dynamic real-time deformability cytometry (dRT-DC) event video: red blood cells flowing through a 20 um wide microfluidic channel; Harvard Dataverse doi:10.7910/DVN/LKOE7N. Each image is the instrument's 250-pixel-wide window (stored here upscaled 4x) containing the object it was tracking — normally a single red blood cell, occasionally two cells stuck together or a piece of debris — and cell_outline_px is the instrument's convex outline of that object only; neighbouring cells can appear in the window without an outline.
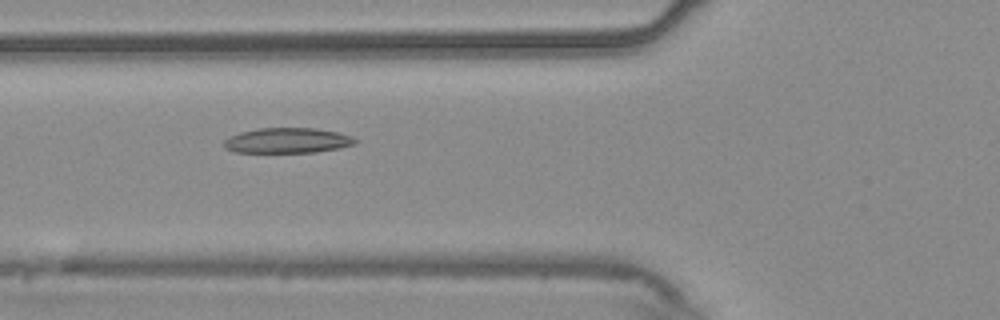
{"species": "common noctule bat (a hibernating species)", "species_latin": "Nyctalus noctula", "temperature_condition": "warm", "stored_images_in_passage": 40, "camera_frame_rate_fps": 3000, "um_per_image_px": 0.085, "animal": {"sex": "male", "body_mass_g": 20.4}, "frame": {"image": 1, "passage_image": 6, "time_ms": 1.667, "image_size_px": [1000, 320], "cell_outline_px": [[356, 144], [340, 148], [316, 152], [236, 152], [224, 148], [224, 140], [240, 132], [260, 128], [316, 128], [340, 132], [352, 136], [356, 140]], "centroid_in_image_um": [24.47, 11.94], "position_along_channel_um": 101.3, "area_um2": 19.31}}
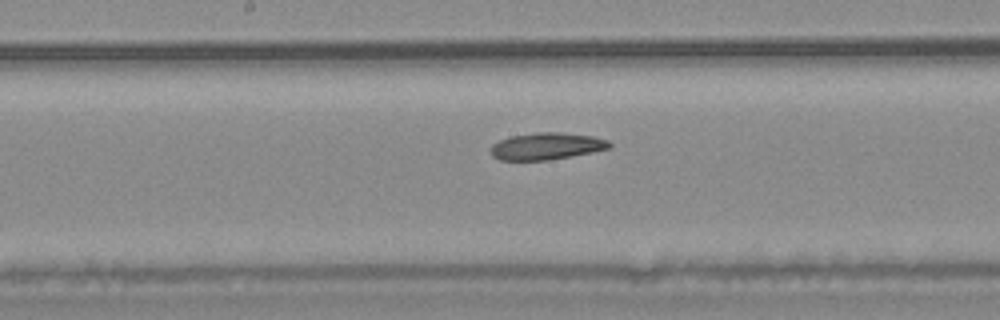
{"frame": {"image": 2, "passage_image": 14, "time_ms": 4.333, "image_size_px": [1000, 320], "cell_outline_px": [[612, 148], [572, 156], [548, 160], [500, 160], [492, 156], [492, 144], [500, 140], [512, 136], [536, 132], [560, 132], [592, 136], [608, 140], [612, 144]], "centroid_in_image_um": [46.49, 12.42], "position_along_channel_um": 201.7, "area_um2": 18.61}}
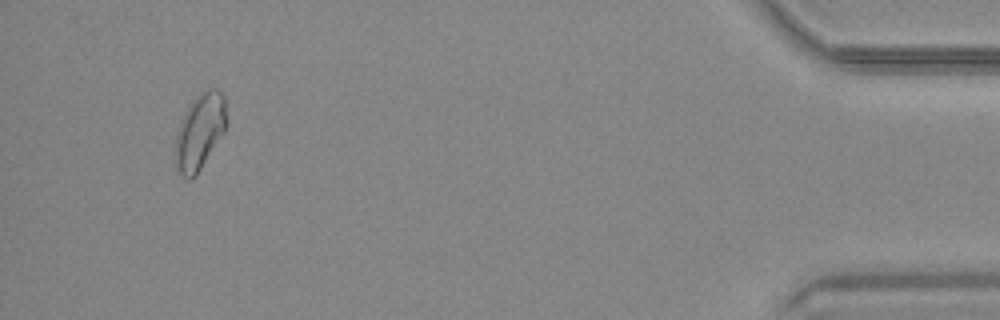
{"frame": {"image": 3, "passage_image": 37, "time_ms": 12.0, "image_size_px": [1000, 320], "cell_outline_px": [[228, 124], [224, 132], [196, 176], [184, 176], [180, 172], [176, 164], [172, 152], [176, 136], [184, 112], [188, 104], [200, 92], [208, 88], [216, 88], [224, 96]], "centroid_in_image_um": [16.98, 11.14], "position_along_channel_um": 418.2, "area_um2": 22.83}, "authors_computed_cell_mechanics": {"area_um2": 19.363, "velocity_mm_per_s": 3.7487, "shape_relaxation_time_tau1_ms": 7.6466, "shape_relaxation_time_tau2_ms": 6.3877, "deformation_change_tau1": 0.1379, "deformation_change_tau2": 0.1505}}